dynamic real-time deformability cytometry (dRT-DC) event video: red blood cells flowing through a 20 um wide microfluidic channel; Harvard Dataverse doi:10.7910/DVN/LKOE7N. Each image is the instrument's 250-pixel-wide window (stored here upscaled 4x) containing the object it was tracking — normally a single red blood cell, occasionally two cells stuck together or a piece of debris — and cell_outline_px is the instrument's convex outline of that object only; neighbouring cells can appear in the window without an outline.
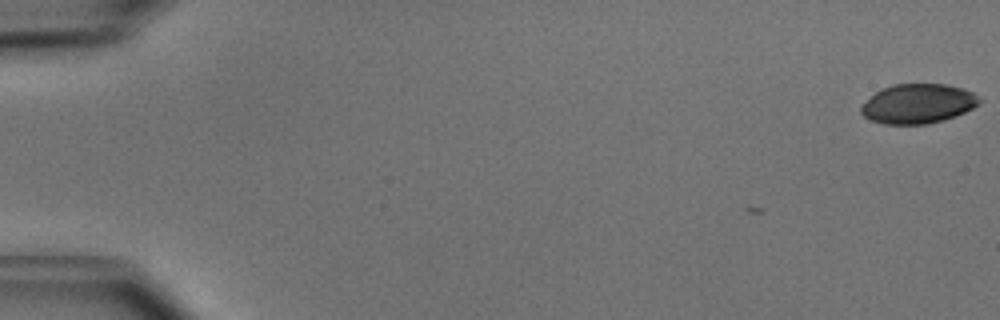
{"species": "common noctule bat (a hibernating species)", "species_latin": "Nyctalus noctula", "temperature_condition": "cold", "stored_images_in_passage": 2, "camera_frame_rate_fps": 3000, "um_per_image_px": 0.085, "animal": {"sex": "male", "body_mass_g": 15.6}, "frame": {"image": 1, "passage_image": 2, "time_ms": 0.333, "image_size_px": [1000, 320], "cell_outline_px": [[980, 104], [956, 116], [944, 120], [928, 124], [884, 124], [872, 120], [864, 116], [860, 112], [860, 108], [876, 92], [892, 84], [948, 84], [964, 88], [972, 92], [980, 100]], "centroid_in_image_um": [78.05, 8.81], "position_along_channel_um": 6.9, "area_um2": 27.11}}